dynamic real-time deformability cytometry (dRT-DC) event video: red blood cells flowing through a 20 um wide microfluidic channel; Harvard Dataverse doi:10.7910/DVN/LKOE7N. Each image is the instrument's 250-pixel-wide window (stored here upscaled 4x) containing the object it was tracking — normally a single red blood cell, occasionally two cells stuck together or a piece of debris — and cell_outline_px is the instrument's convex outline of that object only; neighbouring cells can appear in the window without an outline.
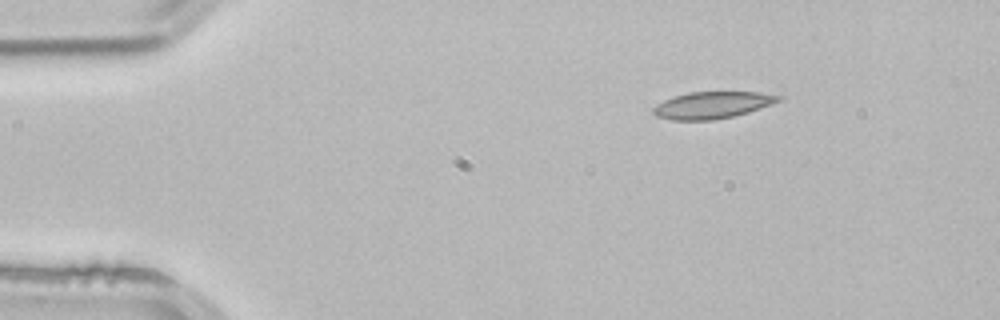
{"species": "common noctule bat (a hibernating species)", "species_latin": "Nyctalus noctula", "temperature_condition": "room temperature", "stored_images_in_passage": 5, "camera_frame_rate_fps": 3000, "um_per_image_px": 0.085, "animal": {"sex": "male", "body_mass_g": 21.5, "forearm_length_mm": 52.0}, "frame": {"image": 1, "passage_image": 5, "time_ms": 1.333, "image_size_px": [1000, 320], "cell_outline_px": [[784, 100], [748, 112], [732, 116], [712, 120], [672, 120], [656, 116], [652, 112], [652, 108], [656, 104], [672, 96], [688, 92], [760, 92], [784, 96]], "centroid_in_image_um": [60.55, 8.92], "position_along_channel_um": 24.4, "area_um2": 19.77}}